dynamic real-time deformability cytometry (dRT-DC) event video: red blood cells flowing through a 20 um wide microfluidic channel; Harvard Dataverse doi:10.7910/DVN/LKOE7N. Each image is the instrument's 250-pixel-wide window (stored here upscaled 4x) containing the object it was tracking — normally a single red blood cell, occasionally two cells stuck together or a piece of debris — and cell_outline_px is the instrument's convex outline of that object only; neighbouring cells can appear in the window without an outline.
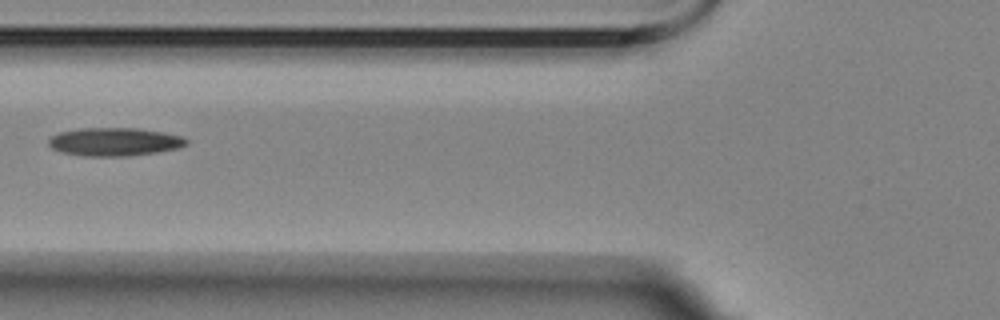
{"species": "Egyptian fruit bat (a non-hibernating species)", "species_latin": "Rousettus aegyptiacus", "temperature_condition": "room temperature", "stored_images_in_passage": 6, "camera_frame_rate_fps": 3000, "um_per_image_px": 0.085, "animal": {"sex": "female"}, "frame": {"image": 1, "passage_image": 6, "time_ms": 6.333, "image_size_px": [1000, 320], "cell_outline_px": [[188, 144], [180, 148], [156, 152], [128, 156], [84, 156], [60, 152], [52, 148], [48, 144], [48, 140], [52, 136], [60, 132], [80, 128], [136, 128], [184, 136], [188, 140]], "centroid_in_image_um": [9.74, 12.05], "position_along_channel_um": 116.1, "area_um2": 22.72}}